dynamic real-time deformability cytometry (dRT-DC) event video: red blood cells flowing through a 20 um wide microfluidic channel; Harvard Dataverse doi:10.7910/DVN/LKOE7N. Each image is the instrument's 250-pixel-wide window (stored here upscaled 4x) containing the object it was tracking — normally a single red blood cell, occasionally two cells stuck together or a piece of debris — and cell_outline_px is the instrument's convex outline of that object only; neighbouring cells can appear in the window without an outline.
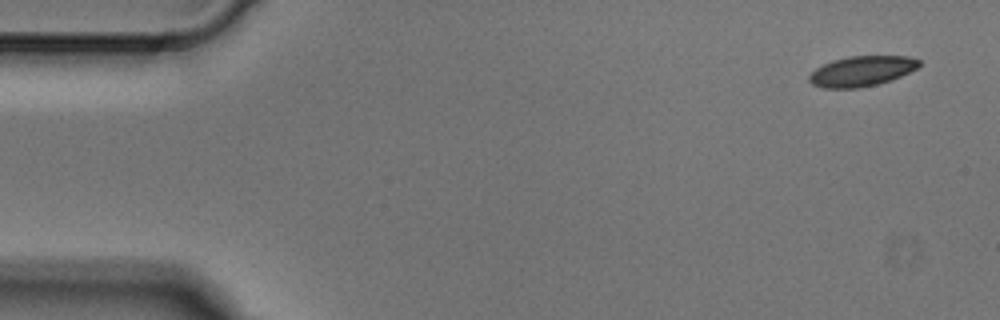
{"species": "Egyptian fruit bat (a non-hibernating species)", "species_latin": "Rousettus aegyptiacus", "temperature_condition": "cold", "stored_images_in_passage": 5, "segment_of_instrument_passage": [1, 2], "camera_frame_rate_fps": 3000, "um_per_image_px": 0.085, "animal": {"sex": "male"}, "frame": {"image": 1, "passage_image": 1, "time_ms": 0.0, "image_size_px": [1000, 320], "cell_outline_px": [[920, 64], [916, 68], [900, 76], [876, 84], [860, 88], [824, 88], [812, 84], [808, 80], [808, 76], [816, 68], [832, 60], [848, 56], [908, 56], [920, 60]], "centroid_in_image_um": [73.2, 6.04], "position_along_channel_um": 11.8, "area_um2": 19.19}}
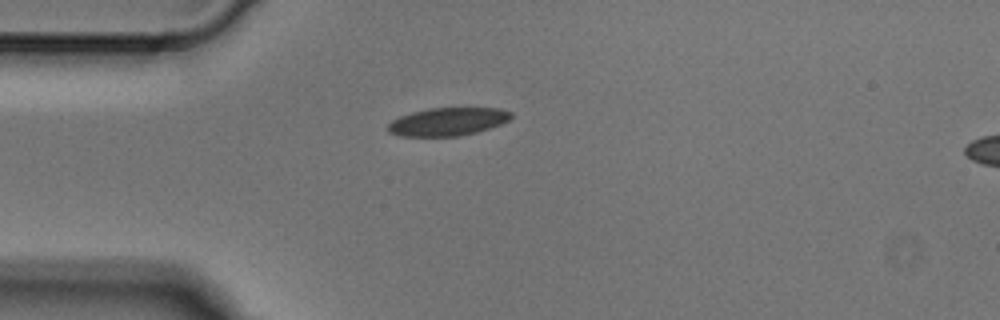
{"frame": {"image": 2, "passage_image": 4, "time_ms": 1.0, "image_size_px": [1000, 320], "cell_outline_px": [[512, 116], [508, 120], [500, 124], [476, 132], [460, 136], [400, 136], [388, 132], [388, 124], [392, 120], [400, 116], [412, 112], [428, 108], [500, 108], [512, 112]], "centroid_in_image_um": [38.04, 10.34], "position_along_channel_um": 47.0, "area_um2": 20.06}}